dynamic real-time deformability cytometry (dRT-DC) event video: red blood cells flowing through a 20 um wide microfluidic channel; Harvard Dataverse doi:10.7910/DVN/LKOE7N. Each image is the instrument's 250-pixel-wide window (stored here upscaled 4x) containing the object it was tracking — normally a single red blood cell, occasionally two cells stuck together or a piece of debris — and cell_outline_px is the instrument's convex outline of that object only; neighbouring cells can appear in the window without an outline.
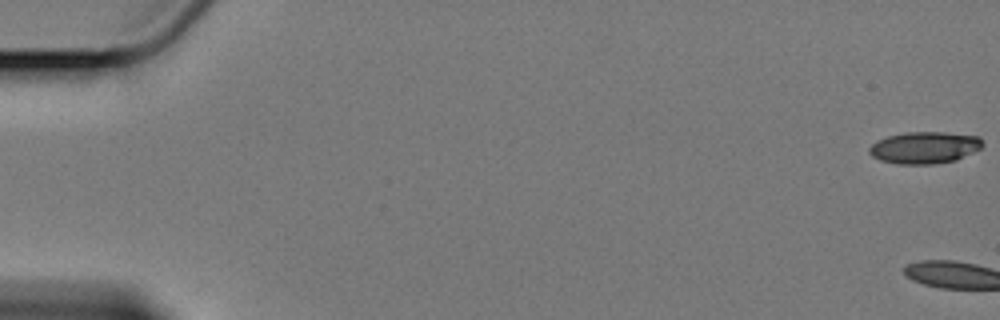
{"species": "Egyptian fruit bat (a non-hibernating species)", "species_latin": "Rousettus aegyptiacus", "temperature_condition": "cold", "stored_images_in_passage": 9, "camera_frame_rate_fps": 3000, "um_per_image_px": 0.085, "animal": {"sex": "female"}, "frame": {"image": 1, "passage_image": 1, "time_ms": 0.0, "image_size_px": [1000, 320], "cell_outline_px": [[984, 144], [980, 148], [956, 160], [932, 164], [896, 164], [880, 160], [872, 156], [868, 152], [868, 148], [876, 140], [888, 136], [904, 132], [944, 132], [980, 136]], "centroid_in_image_um": [78.56, 12.54], "position_along_channel_um": 6.4, "area_um2": 21.15}}